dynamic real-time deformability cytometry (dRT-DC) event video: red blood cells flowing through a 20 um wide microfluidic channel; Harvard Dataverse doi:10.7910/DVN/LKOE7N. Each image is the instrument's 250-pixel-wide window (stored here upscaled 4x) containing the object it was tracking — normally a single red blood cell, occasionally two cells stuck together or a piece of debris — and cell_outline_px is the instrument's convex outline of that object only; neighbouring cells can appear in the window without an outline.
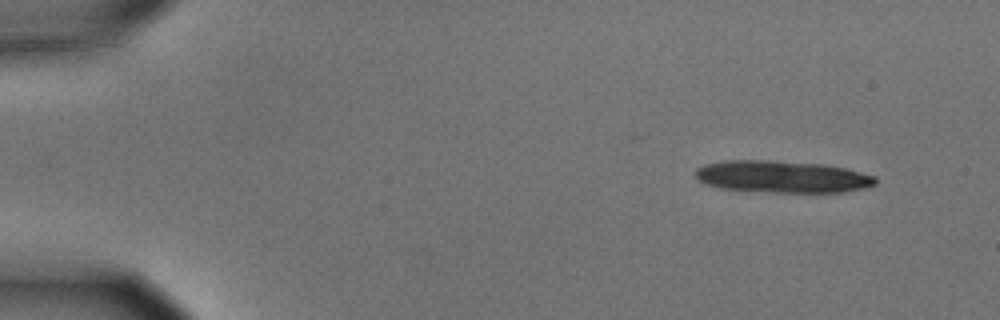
{"species": "common noctule bat (a hibernating species)", "species_latin": "Nyctalus noctula", "temperature_condition": "cold", "stored_images_in_passage": 12, "camera_frame_rate_fps": 3000, "um_per_image_px": 0.085, "animal": {"sex": "male", "body_mass_g": 15.6}, "frame": {"image": 1, "passage_image": 1, "time_ms": 0.0, "image_size_px": [1000, 320], "cell_outline_px": [[876, 184], [864, 188], [844, 192], [772, 192], [720, 188], [704, 184], [696, 180], [696, 168], [704, 164], [724, 160], [768, 160], [824, 164], [844, 168], [876, 176]], "centroid_in_image_um": [66.45, 15.01], "position_along_channel_um": 18.6, "area_um2": 33.7}}